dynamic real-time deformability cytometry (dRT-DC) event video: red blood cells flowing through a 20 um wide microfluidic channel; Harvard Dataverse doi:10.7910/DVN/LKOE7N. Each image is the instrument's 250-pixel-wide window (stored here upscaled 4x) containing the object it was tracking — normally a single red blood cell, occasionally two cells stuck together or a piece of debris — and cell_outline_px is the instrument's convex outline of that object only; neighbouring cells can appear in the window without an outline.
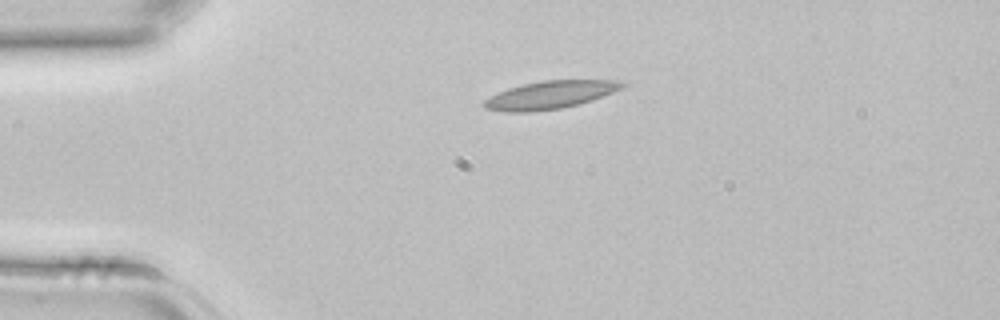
{"species": "common noctule bat (a hibernating species)", "species_latin": "Nyctalus noctula", "temperature_condition": "room temperature", "stored_images_in_passage": 2, "camera_frame_rate_fps": 3000, "um_per_image_px": 0.085, "animal": {"sex": "female", "body_mass_g": 22.7, "forearm_length_mm": 54.2}, "frame": {"image": 1, "passage_image": 1, "time_ms": 0.0, "image_size_px": [1000, 320], "cell_outline_px": [[628, 84], [624, 88], [592, 100], [560, 108], [532, 112], [504, 112], [484, 108], [480, 104], [484, 100], [508, 88], [524, 84], [544, 80], [616, 80]], "centroid_in_image_um": [46.76, 8.07], "position_along_channel_um": 38.2, "area_um2": 22.37}}